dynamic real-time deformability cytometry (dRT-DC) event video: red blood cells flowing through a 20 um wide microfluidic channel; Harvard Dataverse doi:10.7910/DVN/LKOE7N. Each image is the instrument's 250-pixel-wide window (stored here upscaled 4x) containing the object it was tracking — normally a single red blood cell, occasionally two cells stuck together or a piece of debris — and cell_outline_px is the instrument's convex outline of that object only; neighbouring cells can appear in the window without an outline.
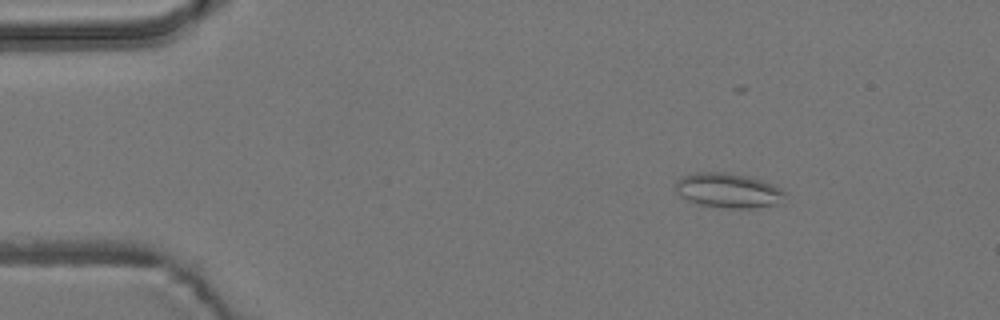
{"species": "common noctule bat (a hibernating species)", "species_latin": "Nyctalus noctula", "temperature_condition": "room temperature", "stored_images_in_passage": 5, "camera_frame_rate_fps": 3000, "um_per_image_px": 0.085, "animal": {"sex": "male", "body_mass_g": 19.2, "forearm_length_mm": 51.8}, "frame": {"image": 1, "passage_image": 3, "time_ms": 2.667, "image_size_px": [1000, 320], "cell_outline_px": [[788, 192], [780, 204], [752, 208], [724, 208], [700, 204], [688, 200], [680, 196], [676, 192], [676, 180], [680, 176], [696, 172], [728, 172], [748, 176], [772, 184]], "centroid_in_image_um": [61.91, 16.18], "position_along_channel_um": 23.1, "area_um2": 22.37}}